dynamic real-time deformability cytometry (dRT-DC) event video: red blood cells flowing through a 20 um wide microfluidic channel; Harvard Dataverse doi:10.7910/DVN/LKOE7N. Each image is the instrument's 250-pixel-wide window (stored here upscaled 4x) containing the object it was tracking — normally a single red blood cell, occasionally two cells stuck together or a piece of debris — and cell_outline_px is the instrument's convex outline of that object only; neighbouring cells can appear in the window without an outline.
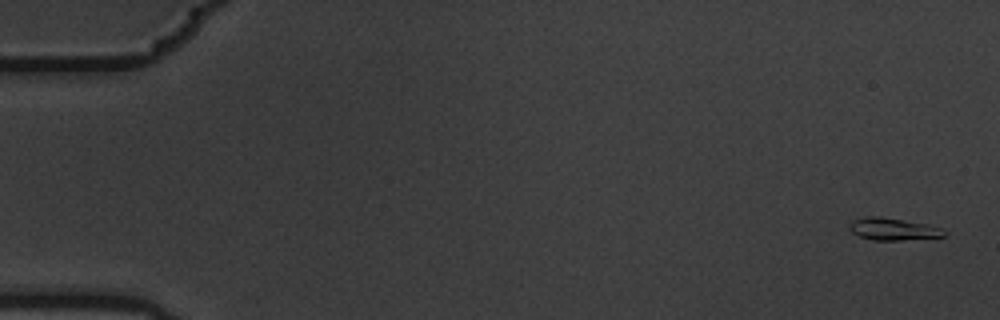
{"species": "common noctule bat (a hibernating species)", "species_latin": "Nyctalus noctula", "temperature_condition": "warm", "stored_images_in_passage": 9, "camera_frame_rate_fps": 3000, "um_per_image_px": 0.085, "animal": {"sex": "male", "body_mass_g": 19.5, "forearm_length_mm": 54.6}, "frame": {"image": 1, "passage_image": 1, "time_ms": 0.0, "image_size_px": [1000, 320], "cell_outline_px": [[948, 232], [944, 236], [900, 240], [872, 240], [860, 236], [852, 232], [848, 228], [848, 224], [852, 220], [868, 216], [880, 216], [928, 224], [944, 228]], "centroid_in_image_um": [75.92, 19.46], "position_along_channel_um": 9.1, "area_um2": 12.37}}
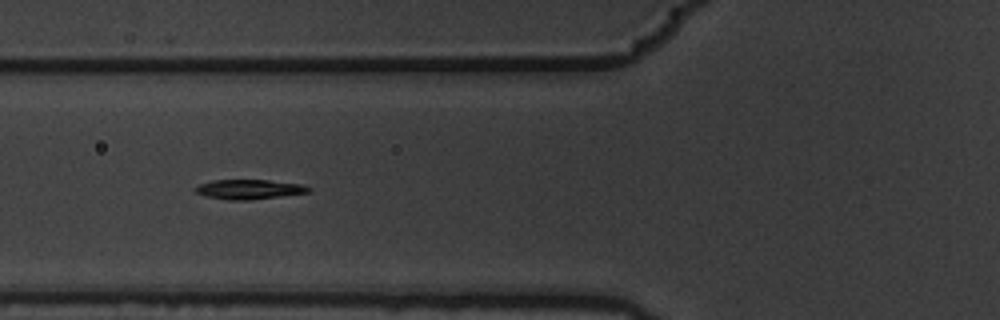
{"frame": {"image": 2, "passage_image": 7, "time_ms": 2.0, "image_size_px": [1000, 320], "cell_outline_px": [[312, 192], [248, 200], [228, 200], [204, 196], [196, 192], [192, 188], [200, 184], [212, 180], [268, 180], [300, 184], [312, 188]], "centroid_in_image_um": [21.16, 16.09], "position_along_channel_um": 104.6, "area_um2": 13.01}}
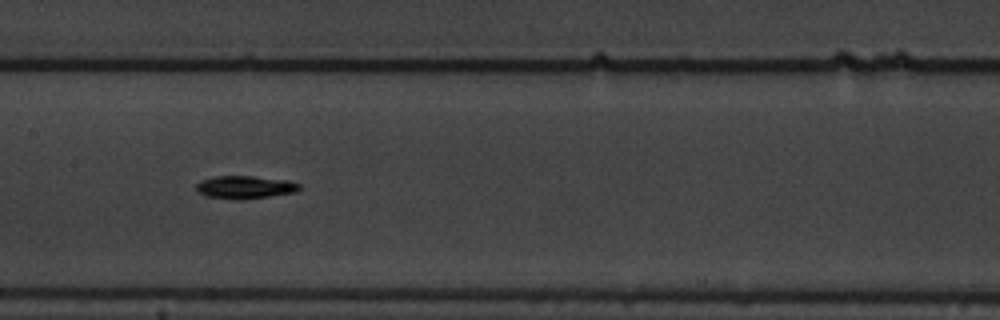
{"frame": {"image": 3, "passage_image": 9, "time_ms": 2.667, "image_size_px": [1000, 320], "cell_outline_px": [[300, 188], [296, 192], [240, 200], [204, 196], [196, 188], [196, 184], [200, 180], [212, 176], [252, 176], [288, 180], [300, 184]], "centroid_in_image_um": [20.8, 15.9], "position_along_channel_um": 186.6, "area_um2": 13.76}}